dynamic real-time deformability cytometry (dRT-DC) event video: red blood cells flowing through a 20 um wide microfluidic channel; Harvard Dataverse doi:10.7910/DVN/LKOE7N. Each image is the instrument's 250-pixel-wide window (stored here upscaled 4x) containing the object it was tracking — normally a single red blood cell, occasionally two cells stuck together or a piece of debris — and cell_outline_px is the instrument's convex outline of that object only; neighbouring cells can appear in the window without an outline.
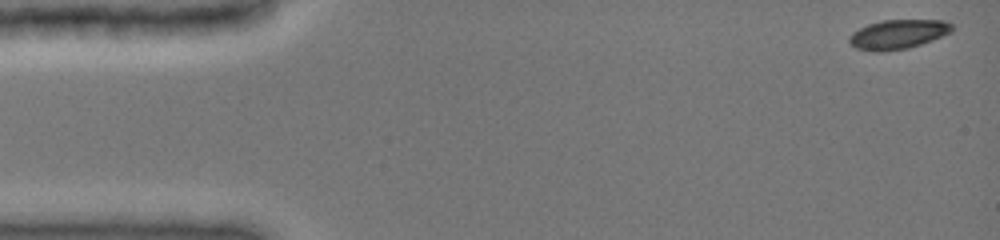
{"species": "common noctule bat (a hibernating species)", "species_latin": "Nyctalus noctula", "temperature_condition": "cold", "stored_images_in_passage": 46, "camera_frame_rate_fps": 3000, "um_per_image_px": 0.085, "animal": {"sex": "female", "body_mass_g": 19.0, "forearm_length_mm": 51.5}, "frame": {"image": 1, "passage_image": 1, "time_ms": 0.0, "image_size_px": [1000, 240], "cell_outline_px": [[952, 32], [932, 40], [908, 48], [884, 52], [872, 52], [856, 48], [848, 44], [848, 36], [852, 32], [868, 24], [880, 20], [944, 20], [952, 24]], "centroid_in_image_um": [76.28, 2.92], "position_along_channel_um": 8.7, "area_um2": 17.8}}
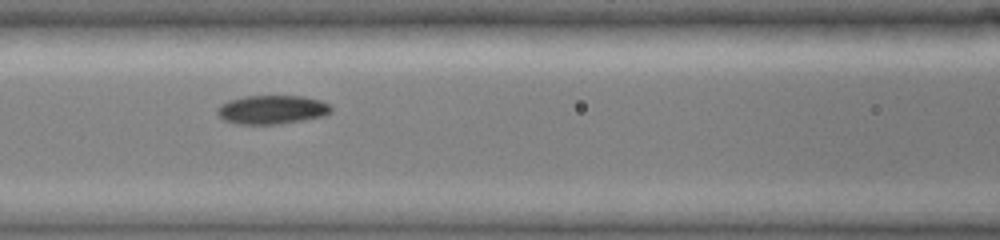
{"frame": {"image": 2, "passage_image": 20, "time_ms": 6.333, "image_size_px": [1000, 240], "cell_outline_px": [[332, 112], [324, 116], [304, 120], [280, 124], [236, 124], [224, 120], [216, 112], [216, 108], [220, 104], [228, 100], [244, 96], [300, 96], [320, 100], [328, 104], [332, 108]], "centroid_in_image_um": [23.1, 9.32], "position_along_channel_um": 143.5, "area_um2": 19.25}}
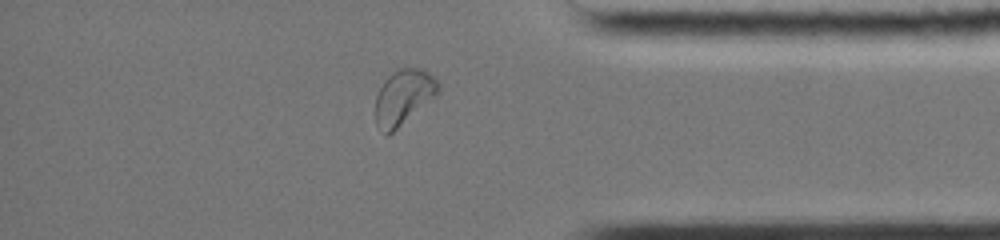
{"frame": {"image": 3, "passage_image": 40, "time_ms": 13.0, "image_size_px": [1000, 240], "cell_outline_px": [[440, 92], [388, 136], [376, 124], [376, 96], [384, 80], [392, 72], [400, 68], [420, 68], [428, 72], [440, 84]], "centroid_in_image_um": [34.3, 8.23], "position_along_channel_um": 400.9, "area_um2": 19.94}, "authors_computed_cell_mechanics": {"area_um2": 18.7561, "velocity_mm_per_s": 3.9674, "shape_relaxation_time_tau1_ms": 3.9837, "shape_relaxation_time_tau2_ms": 5.7147, "deformation_change_tau1": 0.1304, "deformation_change_tau2": 0.08}}